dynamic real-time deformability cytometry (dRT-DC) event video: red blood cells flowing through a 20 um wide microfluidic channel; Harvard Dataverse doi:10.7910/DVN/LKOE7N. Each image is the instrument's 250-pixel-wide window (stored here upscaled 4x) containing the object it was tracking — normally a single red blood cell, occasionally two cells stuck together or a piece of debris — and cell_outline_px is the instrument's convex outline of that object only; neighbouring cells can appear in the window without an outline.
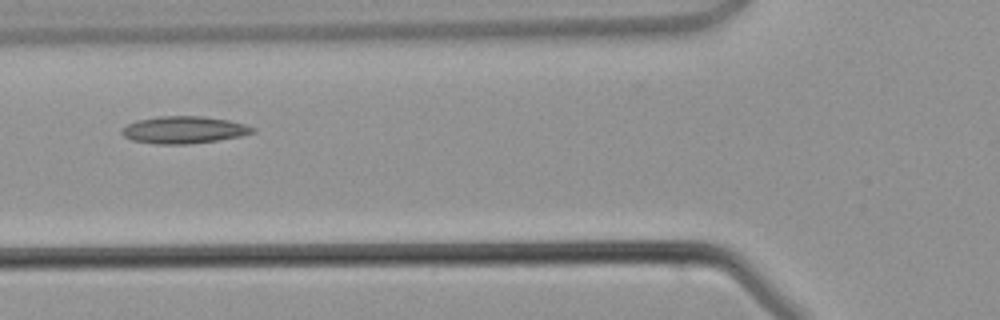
{"species": "common noctule bat (a hibernating species)", "species_latin": "Nyctalus noctula", "temperature_condition": "warm", "stored_images_in_passage": 3, "camera_frame_rate_fps": 3000, "um_per_image_px": 0.085, "animal": {"sex": "male", "body_mass_g": 21.5, "forearm_length_mm": 52.0}, "frame": {"image": 1, "passage_image": 3, "time_ms": 2.333, "image_size_px": [1000, 320], "cell_outline_px": [[256, 132], [240, 136], [216, 140], [188, 144], [156, 144], [132, 140], [124, 136], [120, 132], [120, 128], [136, 120], [156, 116], [204, 116], [228, 120], [244, 124], [256, 128]], "centroid_in_image_um": [15.6, 11.03], "position_along_channel_um": 110.2, "area_um2": 20.81}}